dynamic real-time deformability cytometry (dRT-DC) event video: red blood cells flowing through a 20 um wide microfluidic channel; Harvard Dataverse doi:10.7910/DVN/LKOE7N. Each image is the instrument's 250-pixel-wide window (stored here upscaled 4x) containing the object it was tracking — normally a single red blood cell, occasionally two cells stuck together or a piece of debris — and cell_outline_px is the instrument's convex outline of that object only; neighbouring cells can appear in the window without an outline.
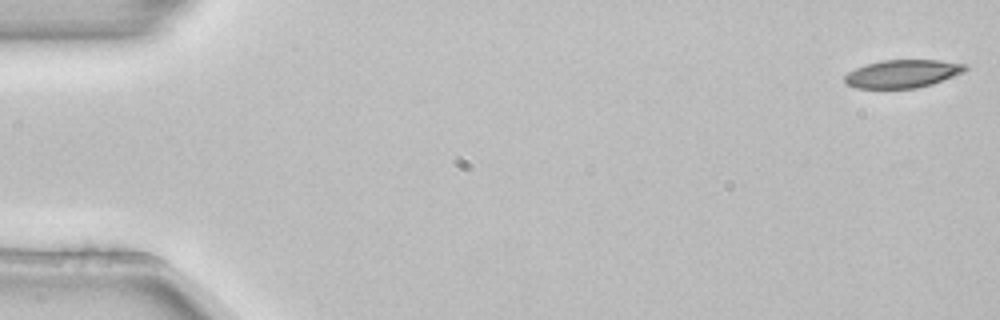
{"species": "common noctule bat (a hibernating species)", "species_latin": "Nyctalus noctula", "temperature_condition": "room temperature", "stored_images_in_passage": 3, "camera_frame_rate_fps": 3000, "um_per_image_px": 0.085, "animal": {"sex": "female", "body_mass_g": 22.7, "forearm_length_mm": 54.2}, "frame": {"image": 1, "passage_image": 1, "time_ms": 0.0, "image_size_px": [1000, 320], "cell_outline_px": [[968, 68], [964, 72], [932, 84], [916, 88], [856, 88], [848, 84], [844, 80], [844, 76], [848, 72], [856, 68], [868, 64], [884, 60], [936, 60], [968, 64]], "centroid_in_image_um": [76.74, 6.26], "position_along_channel_um": 8.3, "area_um2": 19.54}}
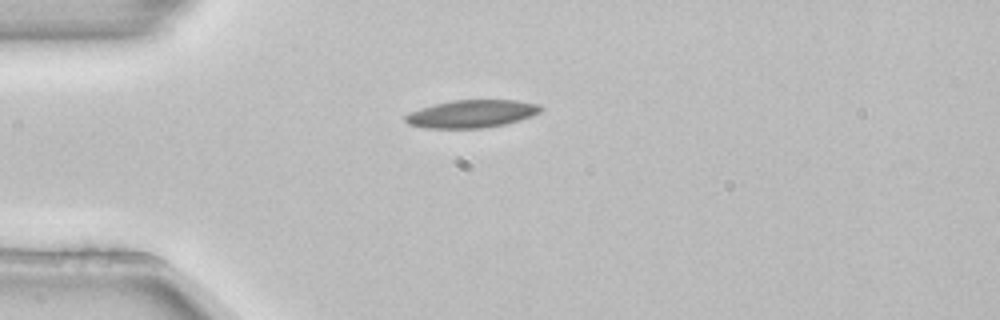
{"frame": {"image": 2, "passage_image": 3, "time_ms": 0.667, "image_size_px": [1000, 320], "cell_outline_px": [[544, 108], [540, 112], [532, 116], [504, 124], [484, 128], [424, 128], [408, 124], [404, 120], [404, 116], [408, 112], [420, 108], [452, 100], [516, 100], [540, 104]], "centroid_in_image_um": [40.08, 9.67], "position_along_channel_um": 44.9, "area_um2": 21.96}}